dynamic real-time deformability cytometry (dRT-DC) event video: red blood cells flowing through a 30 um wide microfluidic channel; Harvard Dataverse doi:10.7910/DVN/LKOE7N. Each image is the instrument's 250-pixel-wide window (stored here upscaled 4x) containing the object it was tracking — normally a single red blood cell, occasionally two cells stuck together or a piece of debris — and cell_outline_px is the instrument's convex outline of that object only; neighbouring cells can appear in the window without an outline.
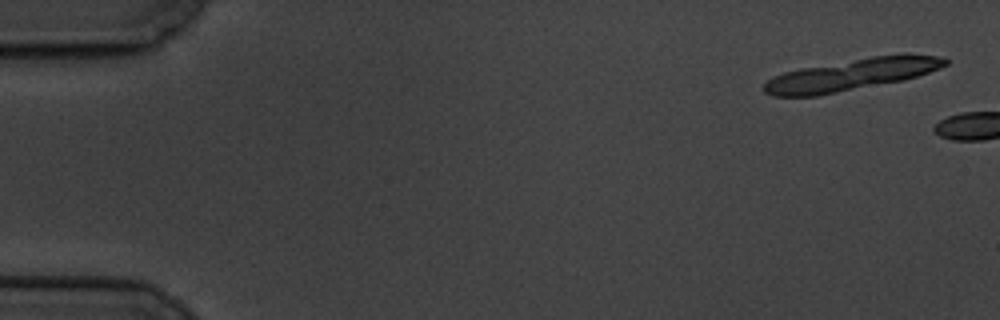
{"species": "common noctule bat (a hibernating species)", "species_latin": "Nyctalus noctula", "temperature_condition": "cold", "stored_images_in_passage": 2, "camera_frame_rate_fps": 3000, "um_per_image_px": 0.085, "animal": {"sex": "male", "body_mass_g": 19.5, "forearm_length_mm": 54.6}, "frame": {"image": 1, "passage_image": 1, "time_ms": 0.0, "image_size_px": [1000, 320], "cell_outline_px": [[948, 64], [940, 68], [904, 80], [816, 96], [772, 96], [764, 92], [764, 84], [768, 80], [784, 72], [800, 68], [872, 56], [936, 56], [948, 60]], "centroid_in_image_um": [72.29, 6.37], "position_along_channel_um": 12.7, "area_um2": 32.54}}